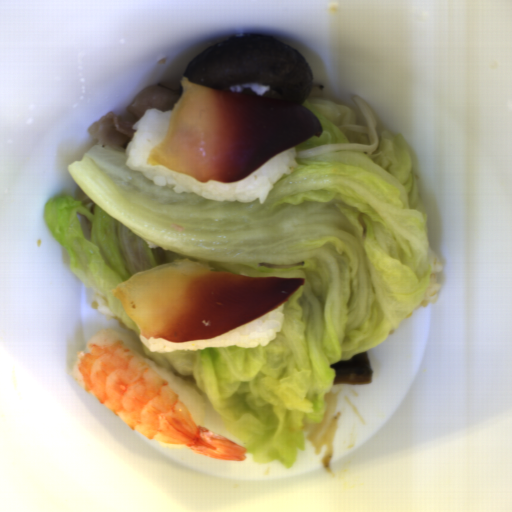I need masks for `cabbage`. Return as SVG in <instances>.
<instances>
[{
	"mask_svg": "<svg viewBox=\"0 0 512 512\" xmlns=\"http://www.w3.org/2000/svg\"><path fill=\"white\" fill-rule=\"evenodd\" d=\"M376 132L371 154L296 158L263 203L175 193L128 168L127 148L95 145L67 169L93 210L68 194L44 205L69 270L137 334L156 365L195 379L256 464L294 466L298 450L306 451L303 426L324 420L336 376L330 366L384 342L431 281L428 217L410 150L403 136ZM184 258L215 271L306 282L284 301V327L266 346L150 352L112 290ZM302 260L290 269L257 265Z\"/></svg>",
	"mask_w": 512,
	"mask_h": 512,
	"instance_id": "cabbage-1",
	"label": "cabbage"
},
{
	"mask_svg": "<svg viewBox=\"0 0 512 512\" xmlns=\"http://www.w3.org/2000/svg\"><path fill=\"white\" fill-rule=\"evenodd\" d=\"M320 121L323 134L309 138L295 147L297 153L323 144H367L371 138L369 130L359 120L356 110L332 99L308 96L301 104Z\"/></svg>",
	"mask_w": 512,
	"mask_h": 512,
	"instance_id": "cabbage-2",
	"label": "cabbage"
}]
</instances>
